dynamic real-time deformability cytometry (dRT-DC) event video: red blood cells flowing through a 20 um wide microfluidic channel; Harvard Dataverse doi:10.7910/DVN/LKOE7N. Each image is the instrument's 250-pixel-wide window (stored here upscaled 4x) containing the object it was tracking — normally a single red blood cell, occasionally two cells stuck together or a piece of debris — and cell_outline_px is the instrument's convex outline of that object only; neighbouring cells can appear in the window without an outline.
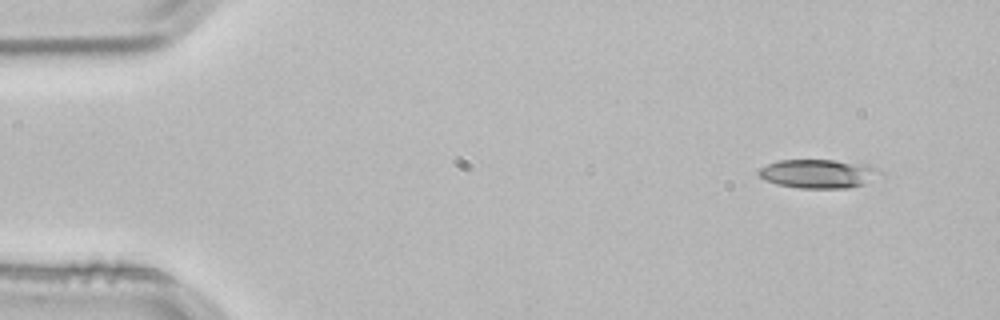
{"species": "common noctule bat (a hibernating species)", "species_latin": "Nyctalus noctula", "temperature_condition": "room temperature", "stored_images_in_passage": 3, "camera_frame_rate_fps": 3000, "um_per_image_px": 0.085, "animal": {"sex": "male", "body_mass_g": 21.5, "forearm_length_mm": 52.0}, "frame": {"image": 1, "passage_image": 1, "time_ms": 0.0, "image_size_px": [1000, 320], "cell_outline_px": [[884, 176], [864, 184], [848, 188], [800, 188], [776, 184], [764, 180], [756, 172], [760, 168], [776, 160], [836, 160], [868, 164], [880, 168], [884, 172]], "centroid_in_image_um": [69.65, 14.76], "position_along_channel_um": 15.4, "area_um2": 20.92}}